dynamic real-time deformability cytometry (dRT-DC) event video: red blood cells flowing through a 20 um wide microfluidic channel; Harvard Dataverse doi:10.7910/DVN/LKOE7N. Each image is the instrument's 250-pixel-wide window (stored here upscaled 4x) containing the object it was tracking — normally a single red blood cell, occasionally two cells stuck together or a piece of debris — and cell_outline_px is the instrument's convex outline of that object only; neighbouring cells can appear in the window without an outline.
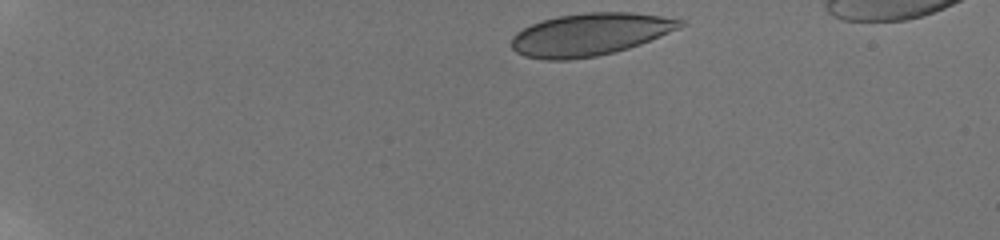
{"species": "human", "species_latin": "Homo sapiens", "temperature_condition": "room temperature", "stored_images_in_passage": 17, "camera_frame_rate_fps": 3000, "um_per_image_px": 0.085, "donor": {"sex": "male"}, "frame": {"image": 1, "passage_image": 1, "time_ms": 0.0, "image_size_px": [1000, 240], "cell_outline_px": [[688, 24], [680, 28], [640, 44], [628, 48], [596, 56], [568, 60], [544, 60], [524, 56], [516, 52], [512, 48], [512, 36], [516, 32], [532, 24], [544, 20], [560, 16], [584, 12], [632, 12], [688, 20]], "centroid_in_image_um": [50.18, 2.92], "position_along_channel_um": 34.8, "area_um2": 41.73}}
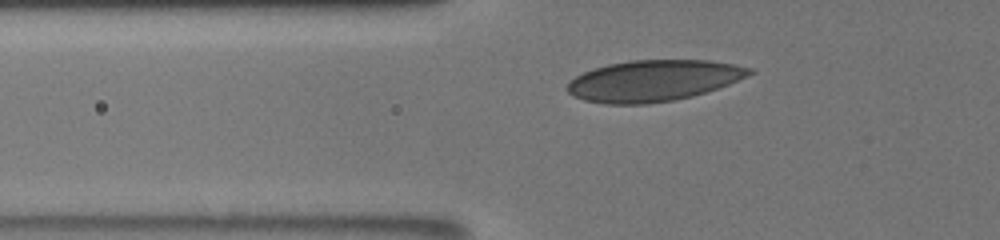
{"frame": {"image": 2, "passage_image": 13, "time_ms": 3.333, "image_size_px": [1000, 240], "cell_outline_px": [[756, 72], [748, 76], [728, 84], [692, 96], [672, 100], [648, 104], [604, 104], [584, 100], [572, 96], [564, 88], [576, 76], [584, 72], [608, 64], [632, 60], [708, 60], [732, 64], [752, 68]], "centroid_in_image_um": [55.52, 6.86], "position_along_channel_um": 70.3, "area_um2": 43.52}}
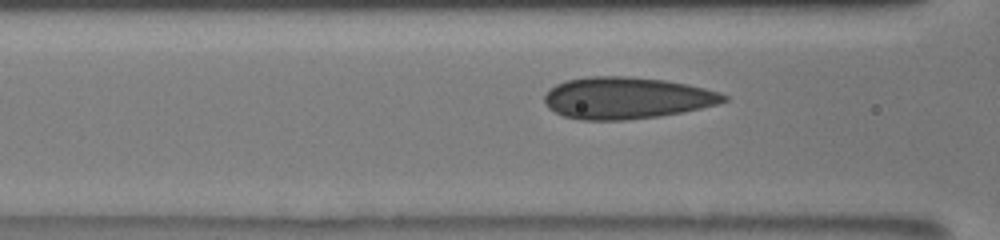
{"frame": {"image": 3, "passage_image": 16, "time_ms": 4.667, "image_size_px": [1000, 240], "cell_outline_px": [[728, 100], [716, 104], [700, 108], [660, 116], [624, 120], [584, 120], [564, 116], [548, 108], [544, 100], [544, 96], [556, 84], [564, 80], [588, 76], [624, 76], [664, 80], [688, 84], [720, 92], [728, 96]], "centroid_in_image_um": [53.25, 8.32], "position_along_channel_um": 113.4, "area_um2": 43.47}}